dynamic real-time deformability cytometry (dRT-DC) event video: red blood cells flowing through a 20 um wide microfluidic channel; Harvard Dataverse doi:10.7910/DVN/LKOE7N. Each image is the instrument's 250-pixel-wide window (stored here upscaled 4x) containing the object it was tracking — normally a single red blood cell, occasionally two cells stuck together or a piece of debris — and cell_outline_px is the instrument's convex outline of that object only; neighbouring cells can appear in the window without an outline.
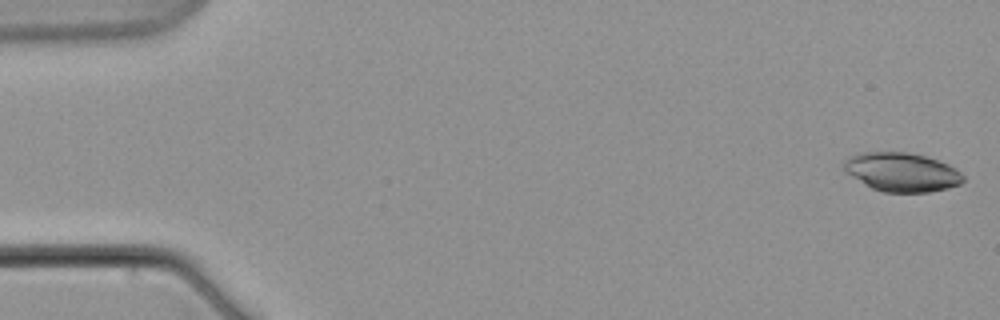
{"species": "common noctule bat (a hibernating species)", "species_latin": "Nyctalus noctula", "temperature_condition": "warm", "stored_images_in_passage": 7, "camera_frame_rate_fps": 3000, "um_per_image_px": 0.085, "animal": {"sex": "male", "body_mass_g": 21.5, "forearm_length_mm": 52.0}, "frame": {"image": 1, "passage_image": 1, "time_ms": 0.0, "image_size_px": [1000, 320], "cell_outline_px": [[964, 180], [960, 184], [948, 188], [928, 192], [884, 192], [872, 188], [844, 172], [844, 160], [848, 156], [860, 152], [904, 152], [924, 156], [948, 164], [960, 172], [964, 176]], "centroid_in_image_um": [76.62, 14.63], "position_along_channel_um": 8.4, "area_um2": 26.93}}
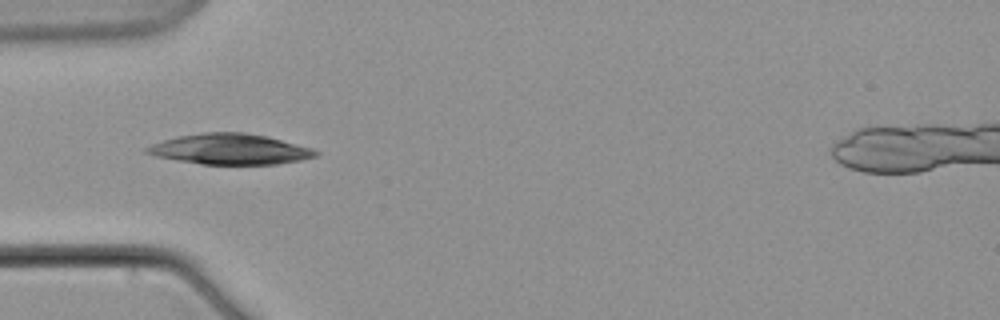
{"frame": {"image": 2, "passage_image": 6, "time_ms": 7.333, "image_size_px": [1000, 320], "cell_outline_px": [[320, 152], [316, 156], [300, 160], [276, 164], [200, 164], [176, 160], [156, 156], [144, 152], [144, 148], [152, 144], [164, 140], [180, 136], [204, 132], [244, 132], [264, 136], [312, 148]], "centroid_in_image_um": [19.52, 12.68], "position_along_channel_um": 65.5, "area_um2": 29.77}}